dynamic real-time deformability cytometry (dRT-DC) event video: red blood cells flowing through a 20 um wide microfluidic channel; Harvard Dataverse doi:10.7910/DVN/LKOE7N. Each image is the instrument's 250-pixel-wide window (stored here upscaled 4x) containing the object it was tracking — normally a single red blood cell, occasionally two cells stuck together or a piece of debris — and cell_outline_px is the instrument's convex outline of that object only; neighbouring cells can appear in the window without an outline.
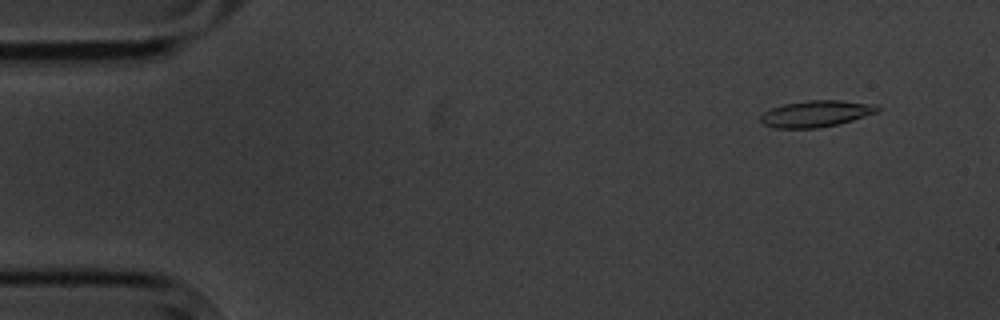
{"species": "common noctule bat (a hibernating species)", "species_latin": "Nyctalus noctula", "temperature_condition": "cold", "stored_images_in_passage": 5, "camera_frame_rate_fps": 3000, "um_per_image_px": 0.085, "animal": {"sex": "male", "body_mass_g": 20.1, "forearm_length_mm": 53.5}, "frame": {"image": 1, "passage_image": 2, "time_ms": 1.333, "image_size_px": [1000, 320], "cell_outline_px": [[884, 108], [880, 112], [852, 120], [820, 128], [776, 128], [760, 124], [760, 116], [764, 112], [772, 108], [784, 104], [808, 100], [840, 100], [876, 104]], "centroid_in_image_um": [69.41, 9.66], "position_along_channel_um": 15.6, "area_um2": 18.26}}
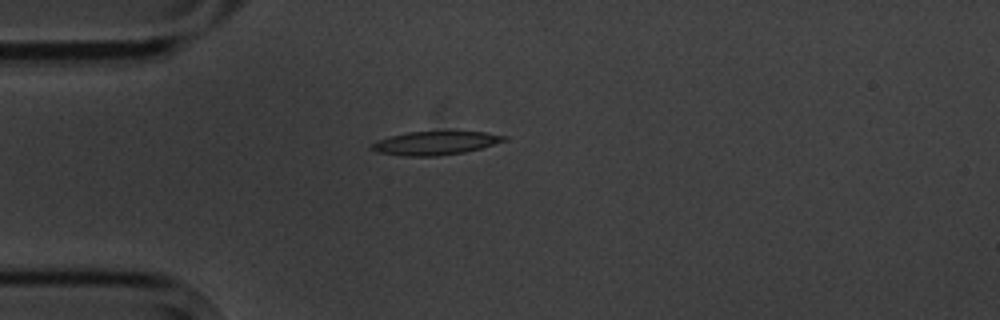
{"frame": {"image": 2, "passage_image": 5, "time_ms": 4.667, "image_size_px": [1000, 320], "cell_outline_px": [[508, 140], [480, 148], [464, 152], [436, 156], [404, 156], [376, 152], [372, 148], [372, 144], [376, 140], [388, 136], [408, 132], [484, 132], [508, 136]], "centroid_in_image_um": [36.98, 12.16], "position_along_channel_um": 48.0, "area_um2": 18.03}}